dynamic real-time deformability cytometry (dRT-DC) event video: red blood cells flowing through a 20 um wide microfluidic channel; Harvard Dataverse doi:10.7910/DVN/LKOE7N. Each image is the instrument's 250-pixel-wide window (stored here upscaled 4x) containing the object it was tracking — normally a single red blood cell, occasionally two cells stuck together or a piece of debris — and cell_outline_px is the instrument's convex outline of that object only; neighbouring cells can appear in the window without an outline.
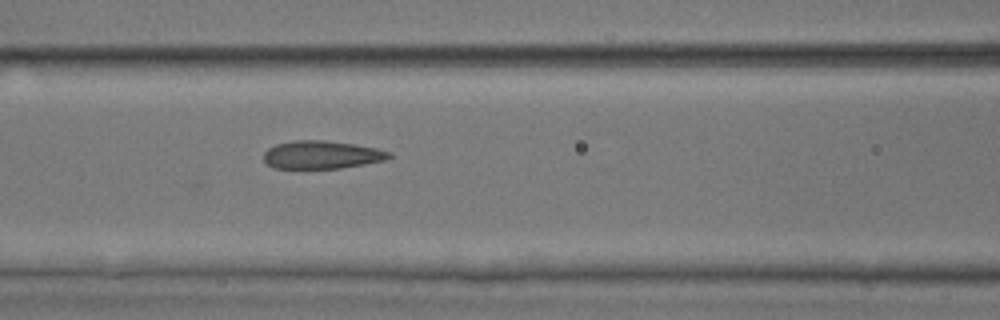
{"species": "common noctule bat (a hibernating species)", "species_latin": "Nyctalus noctula", "temperature_condition": "room temperature", "stored_images_in_passage": 31, "camera_frame_rate_fps": 3000, "um_per_image_px": 0.085, "animal": {"sex": "male", "body_mass_g": 17.9, "forearm_length_mm": 54.2}, "frame": {"image": 1, "passage_image": 9, "time_ms": 2.667, "image_size_px": [1000, 320], "cell_outline_px": [[392, 156], [384, 160], [364, 164], [340, 168], [272, 168], [264, 160], [264, 152], [268, 148], [276, 144], [296, 140], [324, 140], [356, 144], [376, 148], [392, 152]], "centroid_in_image_um": [27.35, 13.15], "position_along_channel_um": 139.3, "area_um2": 20.46}}
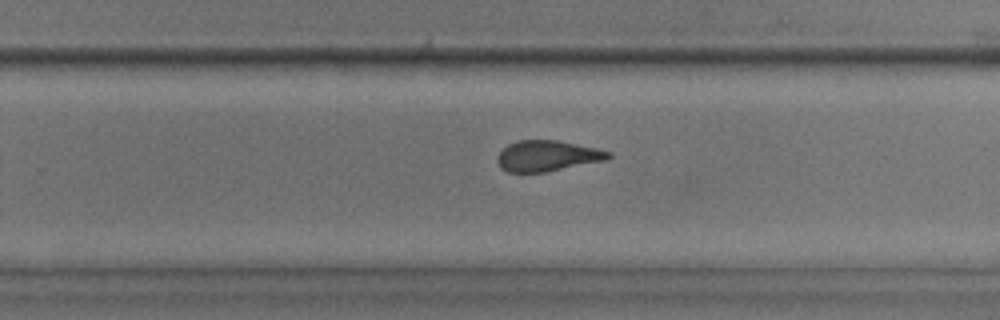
{"frame": {"image": 2, "passage_image": 20, "time_ms": 6.333, "image_size_px": [1000, 320], "cell_outline_px": [[612, 156], [604, 160], [544, 172], [508, 172], [500, 168], [496, 160], [496, 156], [508, 144], [520, 140], [556, 140], [596, 148], [612, 152]], "centroid_in_image_um": [46.48, 13.25], "position_along_channel_um": 283.3, "area_um2": 19.71}}
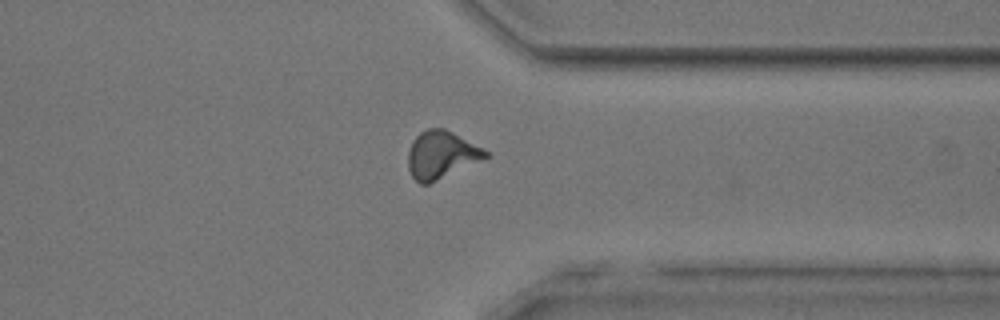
{"frame": {"image": 3, "passage_image": 27, "time_ms": 8.667, "image_size_px": [1000, 320], "cell_outline_px": [[492, 156], [428, 184], [420, 184], [412, 176], [408, 168], [408, 152], [412, 140], [420, 132], [428, 128], [444, 128], [484, 148]], "centroid_in_image_um": [37.52, 13.15], "position_along_channel_um": 373.9, "area_um2": 21.56}, "authors_computed_cell_mechanics": {"area_um2": 20.4034, "velocity_mm_per_s": 3.9369, "shape_relaxation_time_tau1_ms": null, "shape_relaxation_time_tau2_ms": 2.4465, "deformation_change_tau1": null, "deformation_change_tau2": 0.0657}}